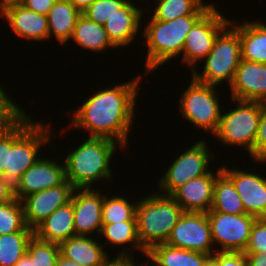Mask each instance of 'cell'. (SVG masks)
I'll list each match as a JSON object with an SVG mask.
<instances>
[{"instance_id": "1", "label": "cell", "mask_w": 266, "mask_h": 266, "mask_svg": "<svg viewBox=\"0 0 266 266\" xmlns=\"http://www.w3.org/2000/svg\"><path fill=\"white\" fill-rule=\"evenodd\" d=\"M146 75H137L130 81L98 89L73 110L69 121L73 127L88 132V137L107 138L129 147V132L136 119V101L140 82ZM142 78V79H141ZM131 128V129H130Z\"/></svg>"}, {"instance_id": "2", "label": "cell", "mask_w": 266, "mask_h": 266, "mask_svg": "<svg viewBox=\"0 0 266 266\" xmlns=\"http://www.w3.org/2000/svg\"><path fill=\"white\" fill-rule=\"evenodd\" d=\"M214 5L206 2L193 14L172 21H159L151 16L140 33L146 40L147 54L144 73L148 76L170 59L182 55L184 42L193 25ZM167 62V63H166Z\"/></svg>"}, {"instance_id": "3", "label": "cell", "mask_w": 266, "mask_h": 266, "mask_svg": "<svg viewBox=\"0 0 266 266\" xmlns=\"http://www.w3.org/2000/svg\"><path fill=\"white\" fill-rule=\"evenodd\" d=\"M82 142L64 157L66 180L75 189L94 188L99 181L114 180L111 160L116 155L117 148L124 147L107 138L87 137Z\"/></svg>"}, {"instance_id": "4", "label": "cell", "mask_w": 266, "mask_h": 266, "mask_svg": "<svg viewBox=\"0 0 266 266\" xmlns=\"http://www.w3.org/2000/svg\"><path fill=\"white\" fill-rule=\"evenodd\" d=\"M33 119L34 116L28 113L12 127V147L8 150L7 167L3 177L13 186L20 176L43 156L41 149L54 139L51 122L45 124L44 120Z\"/></svg>"}, {"instance_id": "5", "label": "cell", "mask_w": 266, "mask_h": 266, "mask_svg": "<svg viewBox=\"0 0 266 266\" xmlns=\"http://www.w3.org/2000/svg\"><path fill=\"white\" fill-rule=\"evenodd\" d=\"M138 200L136 206L137 234L141 247L148 252L167 239L184 213L181 205L170 195L154 191Z\"/></svg>"}, {"instance_id": "6", "label": "cell", "mask_w": 266, "mask_h": 266, "mask_svg": "<svg viewBox=\"0 0 266 266\" xmlns=\"http://www.w3.org/2000/svg\"><path fill=\"white\" fill-rule=\"evenodd\" d=\"M242 60L239 33L229 24L216 38L212 50L202 60V72L194 69L192 77L204 84L230 86ZM204 66V67H203Z\"/></svg>"}, {"instance_id": "7", "label": "cell", "mask_w": 266, "mask_h": 266, "mask_svg": "<svg viewBox=\"0 0 266 266\" xmlns=\"http://www.w3.org/2000/svg\"><path fill=\"white\" fill-rule=\"evenodd\" d=\"M235 108L222 111L219 127L212 138L226 146L242 147L250 155L253 151L261 115L260 101H240L231 99ZM245 148V149H244Z\"/></svg>"}, {"instance_id": "8", "label": "cell", "mask_w": 266, "mask_h": 266, "mask_svg": "<svg viewBox=\"0 0 266 266\" xmlns=\"http://www.w3.org/2000/svg\"><path fill=\"white\" fill-rule=\"evenodd\" d=\"M187 89L181 93L180 111L186 120L199 130L214 135L219 127L222 109L218 88L201 83L191 77ZM216 87V88H215Z\"/></svg>"}, {"instance_id": "9", "label": "cell", "mask_w": 266, "mask_h": 266, "mask_svg": "<svg viewBox=\"0 0 266 266\" xmlns=\"http://www.w3.org/2000/svg\"><path fill=\"white\" fill-rule=\"evenodd\" d=\"M187 148L170 162L171 164L158 181L157 192L171 195L187 181L206 175L210 171L209 166L216 156L208 146L207 140L198 139Z\"/></svg>"}, {"instance_id": "10", "label": "cell", "mask_w": 266, "mask_h": 266, "mask_svg": "<svg viewBox=\"0 0 266 266\" xmlns=\"http://www.w3.org/2000/svg\"><path fill=\"white\" fill-rule=\"evenodd\" d=\"M231 19L220 13L214 4L188 32L181 61L193 71L212 50L218 35L230 24ZM199 62V63H198Z\"/></svg>"}, {"instance_id": "11", "label": "cell", "mask_w": 266, "mask_h": 266, "mask_svg": "<svg viewBox=\"0 0 266 266\" xmlns=\"http://www.w3.org/2000/svg\"><path fill=\"white\" fill-rule=\"evenodd\" d=\"M216 252H244L257 218L249 214L207 212ZM218 245V246H217ZM220 246V248H218Z\"/></svg>"}, {"instance_id": "12", "label": "cell", "mask_w": 266, "mask_h": 266, "mask_svg": "<svg viewBox=\"0 0 266 266\" xmlns=\"http://www.w3.org/2000/svg\"><path fill=\"white\" fill-rule=\"evenodd\" d=\"M166 243L211 256L216 252L208 215L203 212H184L173 227Z\"/></svg>"}, {"instance_id": "13", "label": "cell", "mask_w": 266, "mask_h": 266, "mask_svg": "<svg viewBox=\"0 0 266 266\" xmlns=\"http://www.w3.org/2000/svg\"><path fill=\"white\" fill-rule=\"evenodd\" d=\"M50 159L41 156L20 176L14 185L15 198L21 200L29 194L57 187L66 181L64 160Z\"/></svg>"}, {"instance_id": "14", "label": "cell", "mask_w": 266, "mask_h": 266, "mask_svg": "<svg viewBox=\"0 0 266 266\" xmlns=\"http://www.w3.org/2000/svg\"><path fill=\"white\" fill-rule=\"evenodd\" d=\"M75 188L66 180L63 184L35 192L23 197L24 220L27 227L34 229L57 208L71 201Z\"/></svg>"}, {"instance_id": "15", "label": "cell", "mask_w": 266, "mask_h": 266, "mask_svg": "<svg viewBox=\"0 0 266 266\" xmlns=\"http://www.w3.org/2000/svg\"><path fill=\"white\" fill-rule=\"evenodd\" d=\"M222 172L233 182L246 214L266 217V178L239 167L222 166Z\"/></svg>"}, {"instance_id": "16", "label": "cell", "mask_w": 266, "mask_h": 266, "mask_svg": "<svg viewBox=\"0 0 266 266\" xmlns=\"http://www.w3.org/2000/svg\"><path fill=\"white\" fill-rule=\"evenodd\" d=\"M75 189L72 194L75 235L99 236L103 226L104 192L99 188Z\"/></svg>"}, {"instance_id": "17", "label": "cell", "mask_w": 266, "mask_h": 266, "mask_svg": "<svg viewBox=\"0 0 266 266\" xmlns=\"http://www.w3.org/2000/svg\"><path fill=\"white\" fill-rule=\"evenodd\" d=\"M135 3L129 0L103 24L109 39L117 48L130 46L139 32H142L145 9Z\"/></svg>"}, {"instance_id": "18", "label": "cell", "mask_w": 266, "mask_h": 266, "mask_svg": "<svg viewBox=\"0 0 266 266\" xmlns=\"http://www.w3.org/2000/svg\"><path fill=\"white\" fill-rule=\"evenodd\" d=\"M229 88L231 99L266 103V64L241 60Z\"/></svg>"}, {"instance_id": "19", "label": "cell", "mask_w": 266, "mask_h": 266, "mask_svg": "<svg viewBox=\"0 0 266 266\" xmlns=\"http://www.w3.org/2000/svg\"><path fill=\"white\" fill-rule=\"evenodd\" d=\"M221 172L220 165L216 169V174L210 170L206 175L191 179L170 196L181 205L184 212L207 213L213 202L215 179Z\"/></svg>"}, {"instance_id": "20", "label": "cell", "mask_w": 266, "mask_h": 266, "mask_svg": "<svg viewBox=\"0 0 266 266\" xmlns=\"http://www.w3.org/2000/svg\"><path fill=\"white\" fill-rule=\"evenodd\" d=\"M0 17L7 20L12 33L18 37L39 42L50 40L47 16L35 13L20 3L5 6L0 10Z\"/></svg>"}, {"instance_id": "21", "label": "cell", "mask_w": 266, "mask_h": 266, "mask_svg": "<svg viewBox=\"0 0 266 266\" xmlns=\"http://www.w3.org/2000/svg\"><path fill=\"white\" fill-rule=\"evenodd\" d=\"M97 239V236H72L59 244L60 254L82 266H101L110 256Z\"/></svg>"}, {"instance_id": "22", "label": "cell", "mask_w": 266, "mask_h": 266, "mask_svg": "<svg viewBox=\"0 0 266 266\" xmlns=\"http://www.w3.org/2000/svg\"><path fill=\"white\" fill-rule=\"evenodd\" d=\"M33 231L34 236L39 240L56 244L75 236L72 199L67 204L57 208L49 217L39 223Z\"/></svg>"}, {"instance_id": "23", "label": "cell", "mask_w": 266, "mask_h": 266, "mask_svg": "<svg viewBox=\"0 0 266 266\" xmlns=\"http://www.w3.org/2000/svg\"><path fill=\"white\" fill-rule=\"evenodd\" d=\"M230 25L239 33L242 60L266 64V24L261 20L230 21Z\"/></svg>"}, {"instance_id": "24", "label": "cell", "mask_w": 266, "mask_h": 266, "mask_svg": "<svg viewBox=\"0 0 266 266\" xmlns=\"http://www.w3.org/2000/svg\"><path fill=\"white\" fill-rule=\"evenodd\" d=\"M145 259L147 261L144 266H207L211 261V255L162 243L153 246Z\"/></svg>"}, {"instance_id": "25", "label": "cell", "mask_w": 266, "mask_h": 266, "mask_svg": "<svg viewBox=\"0 0 266 266\" xmlns=\"http://www.w3.org/2000/svg\"><path fill=\"white\" fill-rule=\"evenodd\" d=\"M82 13L69 1L57 0L47 13L49 38L64 46L71 42L78 17Z\"/></svg>"}, {"instance_id": "26", "label": "cell", "mask_w": 266, "mask_h": 266, "mask_svg": "<svg viewBox=\"0 0 266 266\" xmlns=\"http://www.w3.org/2000/svg\"><path fill=\"white\" fill-rule=\"evenodd\" d=\"M100 235L104 237L105 242L102 243L104 247L108 244L112 247H123L117 255L134 256L133 252L139 250L146 257L147 252L141 247L138 238L137 221L103 224ZM129 245L132 248H127Z\"/></svg>"}, {"instance_id": "27", "label": "cell", "mask_w": 266, "mask_h": 266, "mask_svg": "<svg viewBox=\"0 0 266 266\" xmlns=\"http://www.w3.org/2000/svg\"><path fill=\"white\" fill-rule=\"evenodd\" d=\"M84 51H93L92 53L106 52L116 46L111 42L103 25L90 21L86 16L81 14L76 22L74 32L71 38ZM109 48V49H108Z\"/></svg>"}, {"instance_id": "28", "label": "cell", "mask_w": 266, "mask_h": 266, "mask_svg": "<svg viewBox=\"0 0 266 266\" xmlns=\"http://www.w3.org/2000/svg\"><path fill=\"white\" fill-rule=\"evenodd\" d=\"M209 212L246 214L233 182L223 172L215 179L213 202Z\"/></svg>"}, {"instance_id": "29", "label": "cell", "mask_w": 266, "mask_h": 266, "mask_svg": "<svg viewBox=\"0 0 266 266\" xmlns=\"http://www.w3.org/2000/svg\"><path fill=\"white\" fill-rule=\"evenodd\" d=\"M153 1V0H152ZM205 0H154L145 7L149 15L159 21H172L178 17L193 15L205 2ZM156 5V6H155ZM152 8V10L150 9ZM151 13H150V12Z\"/></svg>"}, {"instance_id": "30", "label": "cell", "mask_w": 266, "mask_h": 266, "mask_svg": "<svg viewBox=\"0 0 266 266\" xmlns=\"http://www.w3.org/2000/svg\"><path fill=\"white\" fill-rule=\"evenodd\" d=\"M34 231L0 235V266H14L27 252Z\"/></svg>"}, {"instance_id": "31", "label": "cell", "mask_w": 266, "mask_h": 266, "mask_svg": "<svg viewBox=\"0 0 266 266\" xmlns=\"http://www.w3.org/2000/svg\"><path fill=\"white\" fill-rule=\"evenodd\" d=\"M104 193V202L102 205V223L113 224L122 221H137L136 206L137 201H129L128 198L118 195Z\"/></svg>"}, {"instance_id": "32", "label": "cell", "mask_w": 266, "mask_h": 266, "mask_svg": "<svg viewBox=\"0 0 266 266\" xmlns=\"http://www.w3.org/2000/svg\"><path fill=\"white\" fill-rule=\"evenodd\" d=\"M19 231H33V229L26 226L22 203L14 198L12 201L0 204V235Z\"/></svg>"}, {"instance_id": "33", "label": "cell", "mask_w": 266, "mask_h": 266, "mask_svg": "<svg viewBox=\"0 0 266 266\" xmlns=\"http://www.w3.org/2000/svg\"><path fill=\"white\" fill-rule=\"evenodd\" d=\"M26 254L31 258V266H56L60 248L59 244L42 241L33 236L28 243Z\"/></svg>"}, {"instance_id": "34", "label": "cell", "mask_w": 266, "mask_h": 266, "mask_svg": "<svg viewBox=\"0 0 266 266\" xmlns=\"http://www.w3.org/2000/svg\"><path fill=\"white\" fill-rule=\"evenodd\" d=\"M13 100L0 84V131L13 127L26 115L25 109Z\"/></svg>"}, {"instance_id": "35", "label": "cell", "mask_w": 266, "mask_h": 266, "mask_svg": "<svg viewBox=\"0 0 266 266\" xmlns=\"http://www.w3.org/2000/svg\"><path fill=\"white\" fill-rule=\"evenodd\" d=\"M129 0H95L82 14L90 21L103 25Z\"/></svg>"}, {"instance_id": "36", "label": "cell", "mask_w": 266, "mask_h": 266, "mask_svg": "<svg viewBox=\"0 0 266 266\" xmlns=\"http://www.w3.org/2000/svg\"><path fill=\"white\" fill-rule=\"evenodd\" d=\"M250 157L259 164L266 163V103L263 102H261L258 132Z\"/></svg>"}, {"instance_id": "37", "label": "cell", "mask_w": 266, "mask_h": 266, "mask_svg": "<svg viewBox=\"0 0 266 266\" xmlns=\"http://www.w3.org/2000/svg\"><path fill=\"white\" fill-rule=\"evenodd\" d=\"M244 252L266 254V217L257 218L252 225L249 242Z\"/></svg>"}, {"instance_id": "38", "label": "cell", "mask_w": 266, "mask_h": 266, "mask_svg": "<svg viewBox=\"0 0 266 266\" xmlns=\"http://www.w3.org/2000/svg\"><path fill=\"white\" fill-rule=\"evenodd\" d=\"M211 262L215 266H248L244 252H215Z\"/></svg>"}, {"instance_id": "39", "label": "cell", "mask_w": 266, "mask_h": 266, "mask_svg": "<svg viewBox=\"0 0 266 266\" xmlns=\"http://www.w3.org/2000/svg\"><path fill=\"white\" fill-rule=\"evenodd\" d=\"M12 147V127L0 131V176H3L7 167L8 150Z\"/></svg>"}, {"instance_id": "40", "label": "cell", "mask_w": 266, "mask_h": 266, "mask_svg": "<svg viewBox=\"0 0 266 266\" xmlns=\"http://www.w3.org/2000/svg\"><path fill=\"white\" fill-rule=\"evenodd\" d=\"M56 1L57 0H22L20 4L35 13L47 15Z\"/></svg>"}, {"instance_id": "41", "label": "cell", "mask_w": 266, "mask_h": 266, "mask_svg": "<svg viewBox=\"0 0 266 266\" xmlns=\"http://www.w3.org/2000/svg\"><path fill=\"white\" fill-rule=\"evenodd\" d=\"M144 266L138 263L133 256L117 255L113 258L108 257L101 266Z\"/></svg>"}, {"instance_id": "42", "label": "cell", "mask_w": 266, "mask_h": 266, "mask_svg": "<svg viewBox=\"0 0 266 266\" xmlns=\"http://www.w3.org/2000/svg\"><path fill=\"white\" fill-rule=\"evenodd\" d=\"M14 198V186L3 176H0V204H5Z\"/></svg>"}, {"instance_id": "43", "label": "cell", "mask_w": 266, "mask_h": 266, "mask_svg": "<svg viewBox=\"0 0 266 266\" xmlns=\"http://www.w3.org/2000/svg\"><path fill=\"white\" fill-rule=\"evenodd\" d=\"M248 266H266V254L257 252H244Z\"/></svg>"}, {"instance_id": "44", "label": "cell", "mask_w": 266, "mask_h": 266, "mask_svg": "<svg viewBox=\"0 0 266 266\" xmlns=\"http://www.w3.org/2000/svg\"><path fill=\"white\" fill-rule=\"evenodd\" d=\"M81 13L87 9L95 0H69Z\"/></svg>"}, {"instance_id": "45", "label": "cell", "mask_w": 266, "mask_h": 266, "mask_svg": "<svg viewBox=\"0 0 266 266\" xmlns=\"http://www.w3.org/2000/svg\"><path fill=\"white\" fill-rule=\"evenodd\" d=\"M56 266H82L77 262H74L73 260L67 259L61 254H59L57 260H56Z\"/></svg>"}, {"instance_id": "46", "label": "cell", "mask_w": 266, "mask_h": 266, "mask_svg": "<svg viewBox=\"0 0 266 266\" xmlns=\"http://www.w3.org/2000/svg\"><path fill=\"white\" fill-rule=\"evenodd\" d=\"M14 266H31V258L25 254Z\"/></svg>"}, {"instance_id": "47", "label": "cell", "mask_w": 266, "mask_h": 266, "mask_svg": "<svg viewBox=\"0 0 266 266\" xmlns=\"http://www.w3.org/2000/svg\"><path fill=\"white\" fill-rule=\"evenodd\" d=\"M22 0H0V10H2L5 6L20 3Z\"/></svg>"}, {"instance_id": "48", "label": "cell", "mask_w": 266, "mask_h": 266, "mask_svg": "<svg viewBox=\"0 0 266 266\" xmlns=\"http://www.w3.org/2000/svg\"><path fill=\"white\" fill-rule=\"evenodd\" d=\"M207 266H215V265L210 261Z\"/></svg>"}]
</instances>
